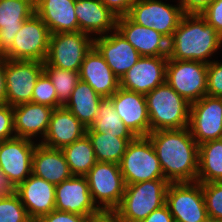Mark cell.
Here are the masks:
<instances>
[{
    "mask_svg": "<svg viewBox=\"0 0 222 222\" xmlns=\"http://www.w3.org/2000/svg\"><path fill=\"white\" fill-rule=\"evenodd\" d=\"M147 137L154 146L164 179L169 183L197 181L199 145L189 127L152 131Z\"/></svg>",
    "mask_w": 222,
    "mask_h": 222,
    "instance_id": "1",
    "label": "cell"
},
{
    "mask_svg": "<svg viewBox=\"0 0 222 222\" xmlns=\"http://www.w3.org/2000/svg\"><path fill=\"white\" fill-rule=\"evenodd\" d=\"M221 46L222 36L200 14H184L169 40L168 59L208 64Z\"/></svg>",
    "mask_w": 222,
    "mask_h": 222,
    "instance_id": "2",
    "label": "cell"
},
{
    "mask_svg": "<svg viewBox=\"0 0 222 222\" xmlns=\"http://www.w3.org/2000/svg\"><path fill=\"white\" fill-rule=\"evenodd\" d=\"M150 132L189 127L191 104L167 82L145 95Z\"/></svg>",
    "mask_w": 222,
    "mask_h": 222,
    "instance_id": "3",
    "label": "cell"
},
{
    "mask_svg": "<svg viewBox=\"0 0 222 222\" xmlns=\"http://www.w3.org/2000/svg\"><path fill=\"white\" fill-rule=\"evenodd\" d=\"M166 179L126 185L121 203L115 209L126 222H140L166 203Z\"/></svg>",
    "mask_w": 222,
    "mask_h": 222,
    "instance_id": "4",
    "label": "cell"
},
{
    "mask_svg": "<svg viewBox=\"0 0 222 222\" xmlns=\"http://www.w3.org/2000/svg\"><path fill=\"white\" fill-rule=\"evenodd\" d=\"M119 167L126 185L164 179L156 151L148 137H136L128 143Z\"/></svg>",
    "mask_w": 222,
    "mask_h": 222,
    "instance_id": "5",
    "label": "cell"
},
{
    "mask_svg": "<svg viewBox=\"0 0 222 222\" xmlns=\"http://www.w3.org/2000/svg\"><path fill=\"white\" fill-rule=\"evenodd\" d=\"M92 199L99 209H116L126 184L119 164L97 162L85 175Z\"/></svg>",
    "mask_w": 222,
    "mask_h": 222,
    "instance_id": "6",
    "label": "cell"
},
{
    "mask_svg": "<svg viewBox=\"0 0 222 222\" xmlns=\"http://www.w3.org/2000/svg\"><path fill=\"white\" fill-rule=\"evenodd\" d=\"M93 46L94 37L80 31L51 34L45 63L79 72L85 55Z\"/></svg>",
    "mask_w": 222,
    "mask_h": 222,
    "instance_id": "7",
    "label": "cell"
},
{
    "mask_svg": "<svg viewBox=\"0 0 222 222\" xmlns=\"http://www.w3.org/2000/svg\"><path fill=\"white\" fill-rule=\"evenodd\" d=\"M174 222H209L199 182L169 183L166 203Z\"/></svg>",
    "mask_w": 222,
    "mask_h": 222,
    "instance_id": "8",
    "label": "cell"
},
{
    "mask_svg": "<svg viewBox=\"0 0 222 222\" xmlns=\"http://www.w3.org/2000/svg\"><path fill=\"white\" fill-rule=\"evenodd\" d=\"M50 35L46 24L36 13H33L23 22L5 56L10 60L45 62L49 50Z\"/></svg>",
    "mask_w": 222,
    "mask_h": 222,
    "instance_id": "9",
    "label": "cell"
},
{
    "mask_svg": "<svg viewBox=\"0 0 222 222\" xmlns=\"http://www.w3.org/2000/svg\"><path fill=\"white\" fill-rule=\"evenodd\" d=\"M166 82L190 104L207 95V64L168 59Z\"/></svg>",
    "mask_w": 222,
    "mask_h": 222,
    "instance_id": "10",
    "label": "cell"
},
{
    "mask_svg": "<svg viewBox=\"0 0 222 222\" xmlns=\"http://www.w3.org/2000/svg\"><path fill=\"white\" fill-rule=\"evenodd\" d=\"M183 15L178 3L172 5L161 0H136L127 16L136 24L153 28L170 40Z\"/></svg>",
    "mask_w": 222,
    "mask_h": 222,
    "instance_id": "11",
    "label": "cell"
},
{
    "mask_svg": "<svg viewBox=\"0 0 222 222\" xmlns=\"http://www.w3.org/2000/svg\"><path fill=\"white\" fill-rule=\"evenodd\" d=\"M42 73L43 62L7 59L6 104L14 107L31 102L34 86Z\"/></svg>",
    "mask_w": 222,
    "mask_h": 222,
    "instance_id": "12",
    "label": "cell"
},
{
    "mask_svg": "<svg viewBox=\"0 0 222 222\" xmlns=\"http://www.w3.org/2000/svg\"><path fill=\"white\" fill-rule=\"evenodd\" d=\"M36 141L13 137L0 142V169L16 188L32 174V155Z\"/></svg>",
    "mask_w": 222,
    "mask_h": 222,
    "instance_id": "13",
    "label": "cell"
},
{
    "mask_svg": "<svg viewBox=\"0 0 222 222\" xmlns=\"http://www.w3.org/2000/svg\"><path fill=\"white\" fill-rule=\"evenodd\" d=\"M189 129L198 145L222 139V97L205 95L191 103Z\"/></svg>",
    "mask_w": 222,
    "mask_h": 222,
    "instance_id": "14",
    "label": "cell"
},
{
    "mask_svg": "<svg viewBox=\"0 0 222 222\" xmlns=\"http://www.w3.org/2000/svg\"><path fill=\"white\" fill-rule=\"evenodd\" d=\"M168 56H141L120 79V87L143 95L166 82Z\"/></svg>",
    "mask_w": 222,
    "mask_h": 222,
    "instance_id": "15",
    "label": "cell"
},
{
    "mask_svg": "<svg viewBox=\"0 0 222 222\" xmlns=\"http://www.w3.org/2000/svg\"><path fill=\"white\" fill-rule=\"evenodd\" d=\"M55 209L87 217L100 210L92 199L86 176L72 175L55 185Z\"/></svg>",
    "mask_w": 222,
    "mask_h": 222,
    "instance_id": "16",
    "label": "cell"
},
{
    "mask_svg": "<svg viewBox=\"0 0 222 222\" xmlns=\"http://www.w3.org/2000/svg\"><path fill=\"white\" fill-rule=\"evenodd\" d=\"M110 99L128 129L136 137H147L150 120L145 95L119 87Z\"/></svg>",
    "mask_w": 222,
    "mask_h": 222,
    "instance_id": "17",
    "label": "cell"
},
{
    "mask_svg": "<svg viewBox=\"0 0 222 222\" xmlns=\"http://www.w3.org/2000/svg\"><path fill=\"white\" fill-rule=\"evenodd\" d=\"M94 47L119 79L141 57L117 29L106 35L94 37Z\"/></svg>",
    "mask_w": 222,
    "mask_h": 222,
    "instance_id": "18",
    "label": "cell"
},
{
    "mask_svg": "<svg viewBox=\"0 0 222 222\" xmlns=\"http://www.w3.org/2000/svg\"><path fill=\"white\" fill-rule=\"evenodd\" d=\"M15 193L33 222L55 209V185L34 174L19 184Z\"/></svg>",
    "mask_w": 222,
    "mask_h": 222,
    "instance_id": "19",
    "label": "cell"
},
{
    "mask_svg": "<svg viewBox=\"0 0 222 222\" xmlns=\"http://www.w3.org/2000/svg\"><path fill=\"white\" fill-rule=\"evenodd\" d=\"M116 29L141 56H168L169 40L153 28L141 26L128 16L116 20Z\"/></svg>",
    "mask_w": 222,
    "mask_h": 222,
    "instance_id": "20",
    "label": "cell"
},
{
    "mask_svg": "<svg viewBox=\"0 0 222 222\" xmlns=\"http://www.w3.org/2000/svg\"><path fill=\"white\" fill-rule=\"evenodd\" d=\"M86 131L87 127L61 106L53 110L46 135L41 142L39 139V143L49 148L62 149L84 137Z\"/></svg>",
    "mask_w": 222,
    "mask_h": 222,
    "instance_id": "21",
    "label": "cell"
},
{
    "mask_svg": "<svg viewBox=\"0 0 222 222\" xmlns=\"http://www.w3.org/2000/svg\"><path fill=\"white\" fill-rule=\"evenodd\" d=\"M79 76L103 98H110L120 87V79L94 46L85 55Z\"/></svg>",
    "mask_w": 222,
    "mask_h": 222,
    "instance_id": "22",
    "label": "cell"
},
{
    "mask_svg": "<svg viewBox=\"0 0 222 222\" xmlns=\"http://www.w3.org/2000/svg\"><path fill=\"white\" fill-rule=\"evenodd\" d=\"M75 14L79 31L92 37L106 35L116 29L117 17L101 0H76Z\"/></svg>",
    "mask_w": 222,
    "mask_h": 222,
    "instance_id": "23",
    "label": "cell"
},
{
    "mask_svg": "<svg viewBox=\"0 0 222 222\" xmlns=\"http://www.w3.org/2000/svg\"><path fill=\"white\" fill-rule=\"evenodd\" d=\"M54 108L29 102L13 107L14 131L16 137L43 140L48 130ZM33 138V139H32Z\"/></svg>",
    "mask_w": 222,
    "mask_h": 222,
    "instance_id": "24",
    "label": "cell"
},
{
    "mask_svg": "<svg viewBox=\"0 0 222 222\" xmlns=\"http://www.w3.org/2000/svg\"><path fill=\"white\" fill-rule=\"evenodd\" d=\"M76 0H37L35 13L46 24L51 34L76 32L79 25L75 14Z\"/></svg>",
    "mask_w": 222,
    "mask_h": 222,
    "instance_id": "25",
    "label": "cell"
},
{
    "mask_svg": "<svg viewBox=\"0 0 222 222\" xmlns=\"http://www.w3.org/2000/svg\"><path fill=\"white\" fill-rule=\"evenodd\" d=\"M32 174L54 185L72 176L62 150L40 143L36 145L32 155Z\"/></svg>",
    "mask_w": 222,
    "mask_h": 222,
    "instance_id": "26",
    "label": "cell"
},
{
    "mask_svg": "<svg viewBox=\"0 0 222 222\" xmlns=\"http://www.w3.org/2000/svg\"><path fill=\"white\" fill-rule=\"evenodd\" d=\"M35 13L34 0H0V41L6 53L23 22Z\"/></svg>",
    "mask_w": 222,
    "mask_h": 222,
    "instance_id": "27",
    "label": "cell"
},
{
    "mask_svg": "<svg viewBox=\"0 0 222 222\" xmlns=\"http://www.w3.org/2000/svg\"><path fill=\"white\" fill-rule=\"evenodd\" d=\"M103 99L85 81L79 80L64 107L87 128L95 121L100 101Z\"/></svg>",
    "mask_w": 222,
    "mask_h": 222,
    "instance_id": "28",
    "label": "cell"
},
{
    "mask_svg": "<svg viewBox=\"0 0 222 222\" xmlns=\"http://www.w3.org/2000/svg\"><path fill=\"white\" fill-rule=\"evenodd\" d=\"M197 182H222V139L199 145Z\"/></svg>",
    "mask_w": 222,
    "mask_h": 222,
    "instance_id": "29",
    "label": "cell"
},
{
    "mask_svg": "<svg viewBox=\"0 0 222 222\" xmlns=\"http://www.w3.org/2000/svg\"><path fill=\"white\" fill-rule=\"evenodd\" d=\"M91 141L97 162L119 164L129 142L135 138H119V134L86 132Z\"/></svg>",
    "mask_w": 222,
    "mask_h": 222,
    "instance_id": "30",
    "label": "cell"
},
{
    "mask_svg": "<svg viewBox=\"0 0 222 222\" xmlns=\"http://www.w3.org/2000/svg\"><path fill=\"white\" fill-rule=\"evenodd\" d=\"M61 150L72 175L85 176L97 163L94 149L87 135Z\"/></svg>",
    "mask_w": 222,
    "mask_h": 222,
    "instance_id": "31",
    "label": "cell"
},
{
    "mask_svg": "<svg viewBox=\"0 0 222 222\" xmlns=\"http://www.w3.org/2000/svg\"><path fill=\"white\" fill-rule=\"evenodd\" d=\"M86 132H105L119 134V138H136L121 120L110 98L100 101L96 119Z\"/></svg>",
    "mask_w": 222,
    "mask_h": 222,
    "instance_id": "32",
    "label": "cell"
},
{
    "mask_svg": "<svg viewBox=\"0 0 222 222\" xmlns=\"http://www.w3.org/2000/svg\"><path fill=\"white\" fill-rule=\"evenodd\" d=\"M43 72L53 83L57 93L58 103L64 106L80 80L79 72L49 66L45 62H43Z\"/></svg>",
    "mask_w": 222,
    "mask_h": 222,
    "instance_id": "33",
    "label": "cell"
},
{
    "mask_svg": "<svg viewBox=\"0 0 222 222\" xmlns=\"http://www.w3.org/2000/svg\"><path fill=\"white\" fill-rule=\"evenodd\" d=\"M0 222H33L15 192L0 198Z\"/></svg>",
    "mask_w": 222,
    "mask_h": 222,
    "instance_id": "34",
    "label": "cell"
},
{
    "mask_svg": "<svg viewBox=\"0 0 222 222\" xmlns=\"http://www.w3.org/2000/svg\"><path fill=\"white\" fill-rule=\"evenodd\" d=\"M201 184L209 220L222 222V182Z\"/></svg>",
    "mask_w": 222,
    "mask_h": 222,
    "instance_id": "35",
    "label": "cell"
},
{
    "mask_svg": "<svg viewBox=\"0 0 222 222\" xmlns=\"http://www.w3.org/2000/svg\"><path fill=\"white\" fill-rule=\"evenodd\" d=\"M31 102L45 105L52 108H59L57 93L53 83L48 76L43 72L37 79L33 89Z\"/></svg>",
    "mask_w": 222,
    "mask_h": 222,
    "instance_id": "36",
    "label": "cell"
},
{
    "mask_svg": "<svg viewBox=\"0 0 222 222\" xmlns=\"http://www.w3.org/2000/svg\"><path fill=\"white\" fill-rule=\"evenodd\" d=\"M207 95L222 97V63L218 60L207 64Z\"/></svg>",
    "mask_w": 222,
    "mask_h": 222,
    "instance_id": "37",
    "label": "cell"
},
{
    "mask_svg": "<svg viewBox=\"0 0 222 222\" xmlns=\"http://www.w3.org/2000/svg\"><path fill=\"white\" fill-rule=\"evenodd\" d=\"M15 137L13 107L0 104V142Z\"/></svg>",
    "mask_w": 222,
    "mask_h": 222,
    "instance_id": "38",
    "label": "cell"
},
{
    "mask_svg": "<svg viewBox=\"0 0 222 222\" xmlns=\"http://www.w3.org/2000/svg\"><path fill=\"white\" fill-rule=\"evenodd\" d=\"M200 15L222 36V0H213Z\"/></svg>",
    "mask_w": 222,
    "mask_h": 222,
    "instance_id": "39",
    "label": "cell"
},
{
    "mask_svg": "<svg viewBox=\"0 0 222 222\" xmlns=\"http://www.w3.org/2000/svg\"><path fill=\"white\" fill-rule=\"evenodd\" d=\"M36 222H88V217L54 209Z\"/></svg>",
    "mask_w": 222,
    "mask_h": 222,
    "instance_id": "40",
    "label": "cell"
},
{
    "mask_svg": "<svg viewBox=\"0 0 222 222\" xmlns=\"http://www.w3.org/2000/svg\"><path fill=\"white\" fill-rule=\"evenodd\" d=\"M104 5L117 17L127 16L136 0H101Z\"/></svg>",
    "mask_w": 222,
    "mask_h": 222,
    "instance_id": "41",
    "label": "cell"
},
{
    "mask_svg": "<svg viewBox=\"0 0 222 222\" xmlns=\"http://www.w3.org/2000/svg\"><path fill=\"white\" fill-rule=\"evenodd\" d=\"M88 222H126L115 209H100L88 217Z\"/></svg>",
    "mask_w": 222,
    "mask_h": 222,
    "instance_id": "42",
    "label": "cell"
},
{
    "mask_svg": "<svg viewBox=\"0 0 222 222\" xmlns=\"http://www.w3.org/2000/svg\"><path fill=\"white\" fill-rule=\"evenodd\" d=\"M184 14H200L213 0H178Z\"/></svg>",
    "mask_w": 222,
    "mask_h": 222,
    "instance_id": "43",
    "label": "cell"
},
{
    "mask_svg": "<svg viewBox=\"0 0 222 222\" xmlns=\"http://www.w3.org/2000/svg\"><path fill=\"white\" fill-rule=\"evenodd\" d=\"M140 222H174L168 206L165 204L161 208L154 210L144 220Z\"/></svg>",
    "mask_w": 222,
    "mask_h": 222,
    "instance_id": "44",
    "label": "cell"
},
{
    "mask_svg": "<svg viewBox=\"0 0 222 222\" xmlns=\"http://www.w3.org/2000/svg\"><path fill=\"white\" fill-rule=\"evenodd\" d=\"M6 56H0V104H6V81H5V70H6Z\"/></svg>",
    "mask_w": 222,
    "mask_h": 222,
    "instance_id": "45",
    "label": "cell"
},
{
    "mask_svg": "<svg viewBox=\"0 0 222 222\" xmlns=\"http://www.w3.org/2000/svg\"><path fill=\"white\" fill-rule=\"evenodd\" d=\"M14 192V186L9 182L6 175L0 169V198L10 196Z\"/></svg>",
    "mask_w": 222,
    "mask_h": 222,
    "instance_id": "46",
    "label": "cell"
},
{
    "mask_svg": "<svg viewBox=\"0 0 222 222\" xmlns=\"http://www.w3.org/2000/svg\"><path fill=\"white\" fill-rule=\"evenodd\" d=\"M0 56H5V53L2 51L1 41H0Z\"/></svg>",
    "mask_w": 222,
    "mask_h": 222,
    "instance_id": "47",
    "label": "cell"
}]
</instances>
